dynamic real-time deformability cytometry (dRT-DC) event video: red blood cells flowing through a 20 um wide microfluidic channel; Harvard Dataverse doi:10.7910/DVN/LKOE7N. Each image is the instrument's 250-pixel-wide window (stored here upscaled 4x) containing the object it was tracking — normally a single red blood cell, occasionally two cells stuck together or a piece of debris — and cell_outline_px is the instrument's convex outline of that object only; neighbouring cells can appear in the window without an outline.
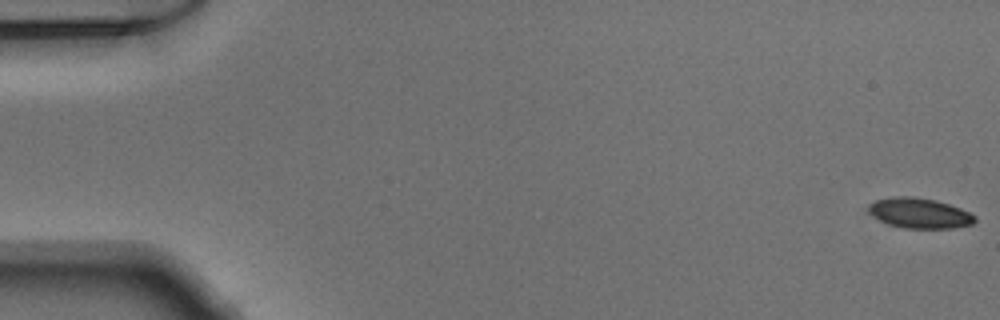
{"species": "Egyptian fruit bat (a non-hibernating species)", "species_latin": "Rousettus aegyptiacus", "temperature_condition": "warm", "stored_images_in_passage": 15, "camera_frame_rate_fps": 3000, "um_per_image_px": 0.085, "animal": {"sex": "male"}, "frame": {"image": 1, "passage_image": 1, "time_ms": 0.0, "image_size_px": [1000, 320], "cell_outline_px": [[976, 220], [972, 224], [952, 228], [904, 228], [888, 224], [876, 220], [868, 212], [868, 204], [876, 200], [892, 196], [912, 196], [936, 200], [960, 208], [976, 216]], "centroid_in_image_um": [78.1, 18.11], "position_along_channel_um": 6.9, "area_um2": 18.9}}